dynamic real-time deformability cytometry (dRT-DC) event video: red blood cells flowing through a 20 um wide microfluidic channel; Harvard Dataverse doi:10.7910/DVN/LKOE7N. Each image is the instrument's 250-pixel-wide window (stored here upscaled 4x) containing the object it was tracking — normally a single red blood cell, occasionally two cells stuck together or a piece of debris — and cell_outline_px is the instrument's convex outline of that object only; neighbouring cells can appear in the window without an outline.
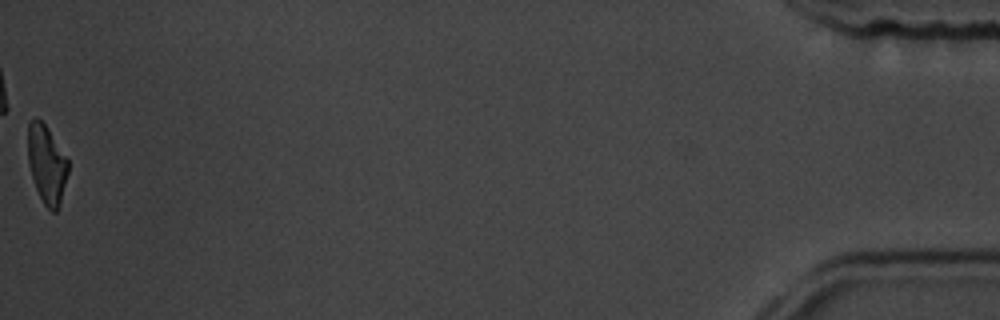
{"species": "common noctule bat (a hibernating species)", "species_latin": "Nyctalus noctula", "temperature_condition": "room temperature", "stored_images_in_passage": 54, "camera_frame_rate_fps": 3000, "um_per_image_px": 0.085, "animal": {"sex": "male", "body_mass_g": 19.5, "forearm_length_mm": 54.6}, "frame": {"image": 1, "passage_image": 54, "time_ms": 17.667, "image_size_px": [1000, 320], "cell_outline_px": [[68, 172], [60, 204], [56, 212], [52, 212], [44, 204], [36, 188], [28, 164], [28, 124], [36, 116], [44, 124], [68, 160]], "centroid_in_image_um": [3.96, 13.98], "position_along_channel_um": 431.2, "area_um2": 18.03}, "authors_computed_cell_mechanics": {"area_um2": 20.4612, "velocity_mm_per_s": 3.7206, "shape_relaxation_time_tau1_ms": 4.0142, "shape_relaxation_time_tau2_ms": 3.7915, "deformation_change_tau1": 0.1421, "deformation_change_tau2": 0.1248}}